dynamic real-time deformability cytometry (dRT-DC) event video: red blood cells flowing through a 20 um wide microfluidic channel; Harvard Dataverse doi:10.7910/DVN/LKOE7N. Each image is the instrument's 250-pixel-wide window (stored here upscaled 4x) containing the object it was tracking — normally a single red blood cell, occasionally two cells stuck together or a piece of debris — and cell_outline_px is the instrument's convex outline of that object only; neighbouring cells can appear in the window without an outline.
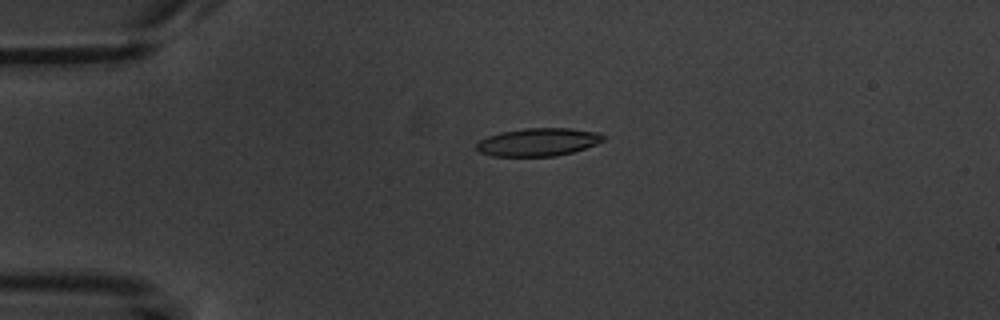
{"species": "common noctule bat (a hibernating species)", "species_latin": "Nyctalus noctula", "temperature_condition": "warm", "stored_images_in_passage": 5, "camera_frame_rate_fps": 3000, "um_per_image_px": 0.085, "animal": {"sex": "male", "body_mass_g": 20.1, "forearm_length_mm": 53.5}, "frame": {"image": 1, "passage_image": 4, "time_ms": 3.667, "image_size_px": [1000, 320], "cell_outline_px": [[604, 140], [596, 144], [572, 152], [556, 156], [492, 156], [480, 152], [476, 148], [476, 144], [480, 140], [488, 136], [500, 132], [524, 128], [572, 128], [600, 132], [604, 136]], "centroid_in_image_um": [45.75, 12.07], "position_along_channel_um": 39.2, "area_um2": 20.69}}